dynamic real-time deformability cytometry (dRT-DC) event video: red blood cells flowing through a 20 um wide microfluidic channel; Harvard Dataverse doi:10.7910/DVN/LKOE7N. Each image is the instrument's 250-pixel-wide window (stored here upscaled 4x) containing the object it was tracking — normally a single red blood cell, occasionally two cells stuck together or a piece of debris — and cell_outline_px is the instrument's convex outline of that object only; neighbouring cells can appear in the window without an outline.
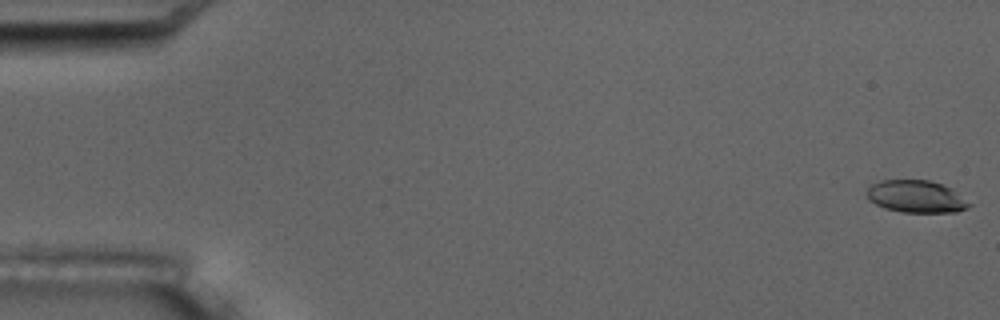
{"species": "common noctule bat (a hibernating species)", "species_latin": "Nyctalus noctula", "temperature_condition": "room temperature", "stored_images_in_passage": 6, "camera_frame_rate_fps": 3000, "um_per_image_px": 0.085, "animal": {"sex": "male", "body_mass_g": 17.5, "forearm_length_mm": 52.3}, "frame": {"image": 1, "passage_image": 1, "time_ms": 0.0, "image_size_px": [1000, 320], "cell_outline_px": [[972, 204], [968, 208], [956, 212], [900, 212], [884, 208], [868, 200], [864, 192], [872, 184], [880, 180], [928, 180], [952, 188]], "centroid_in_image_um": [77.85, 16.71], "position_along_channel_um": 7.2, "area_um2": 19.42}}
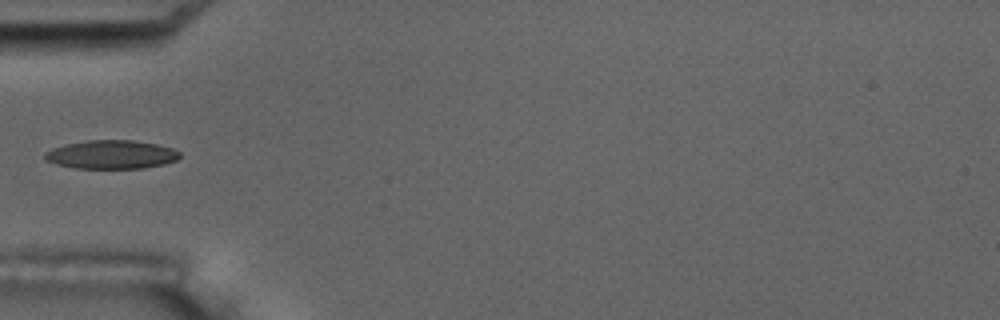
{"frame": {"image": 2, "passage_image": 6, "time_ms": 6.333, "image_size_px": [1000, 320], "cell_outline_px": [[180, 156], [176, 160], [164, 164], [140, 168], [76, 168], [56, 164], [44, 160], [44, 152], [52, 148], [64, 144], [88, 140], [132, 140], [156, 144], [172, 148], [180, 152]], "centroid_in_image_um": [9.43, 13.13], "position_along_channel_um": 75.6, "area_um2": 22.48}}